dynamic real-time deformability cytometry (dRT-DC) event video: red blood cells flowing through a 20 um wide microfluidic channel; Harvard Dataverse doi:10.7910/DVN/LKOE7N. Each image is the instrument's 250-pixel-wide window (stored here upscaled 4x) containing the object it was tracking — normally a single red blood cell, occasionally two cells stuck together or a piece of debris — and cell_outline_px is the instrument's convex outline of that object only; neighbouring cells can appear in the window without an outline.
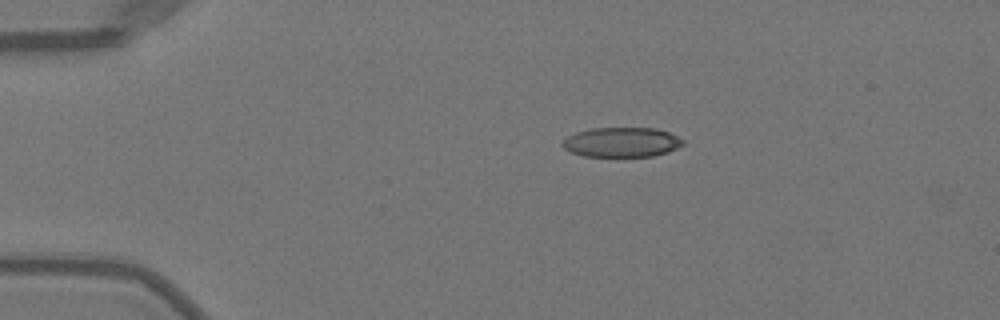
{"species": "Egyptian fruit bat (a non-hibernating species)", "species_latin": "Rousettus aegyptiacus", "temperature_condition": "warm", "stored_images_in_passage": 41, "camera_frame_rate_fps": 3000, "um_per_image_px": 0.085, "animal": {"sex": "female"}, "frame": {"image": 1, "passage_image": 1, "time_ms": 0.0, "image_size_px": [1000, 320], "cell_outline_px": [[684, 144], [668, 152], [652, 156], [584, 156], [572, 152], [564, 148], [560, 144], [568, 136], [576, 132], [592, 128], [656, 128], [668, 132], [684, 140]], "centroid_in_image_um": [52.84, 12.08], "position_along_channel_um": 32.2, "area_um2": 20.75}}
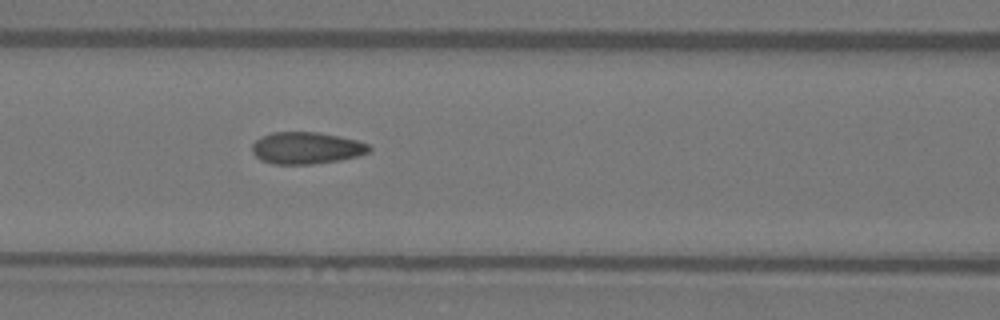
{"frame": {"image": 2, "passage_image": 13, "time_ms": 4.0, "image_size_px": [1000, 320], "cell_outline_px": [[372, 148], [368, 152], [356, 156], [340, 160], [312, 164], [272, 164], [260, 160], [252, 152], [252, 144], [260, 136], [272, 132], [316, 132], [356, 140], [368, 144]], "centroid_in_image_um": [25.99, 12.58], "position_along_channel_um": 140.6, "area_um2": 21.68}}
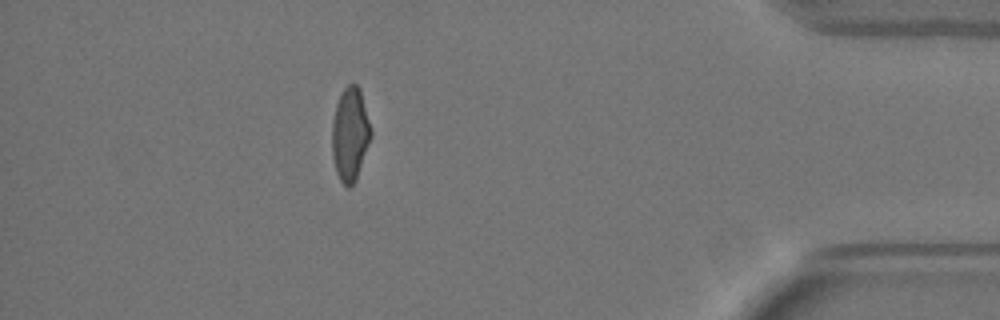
{"frame": {"image": 3, "passage_image": 36, "time_ms": 11.667, "image_size_px": [1000, 320], "cell_outline_px": [[372, 136], [356, 180], [348, 188], [340, 180], [336, 172], [332, 156], [332, 120], [336, 104], [344, 88], [348, 84], [356, 84], [360, 88], [372, 132]], "centroid_in_image_um": [29.76, 11.41], "position_along_channel_um": 405.4, "area_um2": 21.21}, "authors_computed_cell_mechanics": {"area_um2": 21.6172, "velocity_mm_per_s": 4.0225, "shape_relaxation_time_tau1_ms": null, "shape_relaxation_time_tau2_ms": 0.8815, "deformation_change_tau1": null, "deformation_change_tau2": 0.0666}}